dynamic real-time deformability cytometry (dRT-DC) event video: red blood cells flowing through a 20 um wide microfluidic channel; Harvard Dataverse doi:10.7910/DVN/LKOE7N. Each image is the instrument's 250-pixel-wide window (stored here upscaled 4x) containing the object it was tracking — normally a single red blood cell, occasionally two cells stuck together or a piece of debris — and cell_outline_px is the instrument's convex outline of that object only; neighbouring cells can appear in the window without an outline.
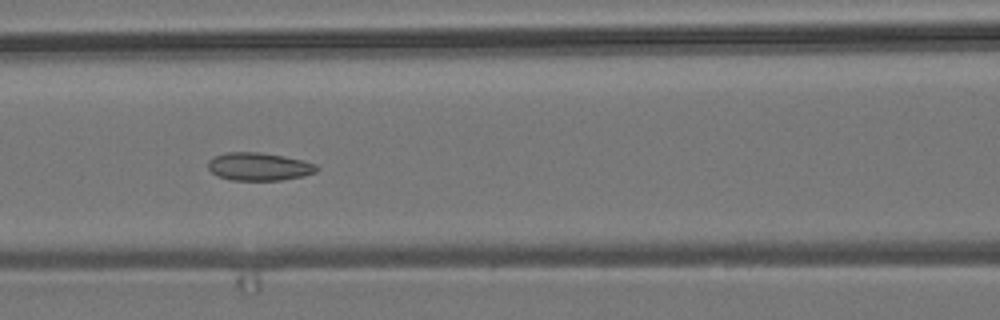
{"species": "common noctule bat (a hibernating species)", "species_latin": "Nyctalus noctula", "temperature_condition": "room temperature", "stored_images_in_passage": 6, "camera_frame_rate_fps": 3000, "um_per_image_px": 0.085, "animal": {"sex": "male", "body_mass_g": 19.2, "forearm_length_mm": 51.8}, "frame": {"image": 1, "passage_image": 5, "time_ms": 7.667, "image_size_px": [1000, 320], "cell_outline_px": [[320, 168], [316, 172], [304, 176], [280, 180], [232, 180], [216, 176], [208, 168], [208, 160], [212, 156], [228, 152], [260, 152], [284, 156], [316, 164]], "centroid_in_image_um": [21.99, 14.16], "position_along_channel_um": 144.6, "area_um2": 17.8}}
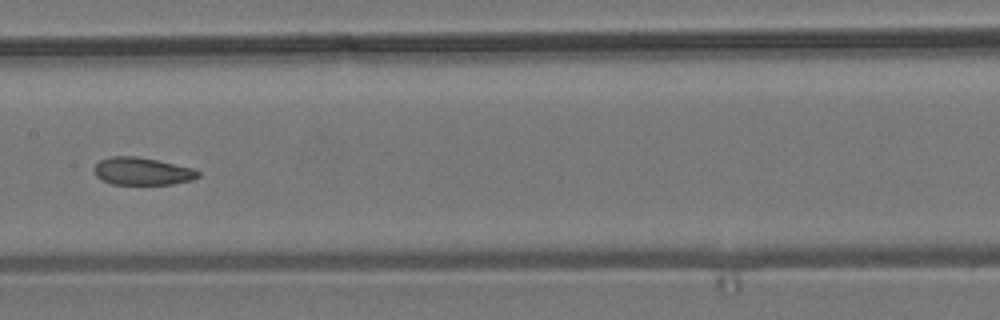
{"frame": {"image": 2, "passage_image": 6, "time_ms": 9.0, "image_size_px": [1000, 320], "cell_outline_px": [[200, 176], [192, 180], [172, 184], [112, 184], [96, 176], [92, 168], [100, 160], [112, 156], [136, 156], [156, 160], [192, 168], [200, 172]], "centroid_in_image_um": [12.07, 14.56], "position_along_channel_um": 195.3, "area_um2": 16.59}}